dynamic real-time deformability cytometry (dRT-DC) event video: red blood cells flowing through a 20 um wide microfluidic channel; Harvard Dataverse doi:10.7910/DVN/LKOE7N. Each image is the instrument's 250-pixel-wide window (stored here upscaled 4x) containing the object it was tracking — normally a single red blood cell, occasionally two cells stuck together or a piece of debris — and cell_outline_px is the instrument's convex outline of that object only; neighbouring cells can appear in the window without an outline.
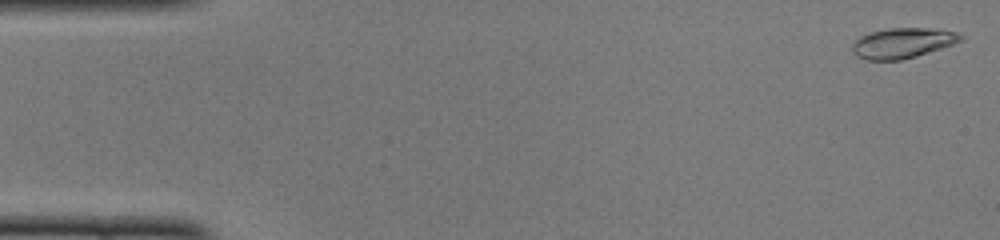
{"species": "common noctule bat (a hibernating species)", "species_latin": "Nyctalus noctula", "temperature_condition": "cold", "stored_images_in_passage": 50, "camera_frame_rate_fps": 3000, "um_per_image_px": 0.085, "animal": {"sex": "female", "body_mass_g": 22.0, "forearm_length_mm": 56.7}, "frame": {"image": 1, "passage_image": 1, "time_ms": 0.0, "image_size_px": [1000, 240], "cell_outline_px": [[964, 40], [916, 56], [900, 60], [864, 60], [856, 56], [852, 52], [852, 44], [860, 36], [872, 32], [888, 28], [928, 28], [956, 32], [964, 36]], "centroid_in_image_um": [76.69, 3.66], "position_along_channel_um": 8.3, "area_um2": 19.02}}
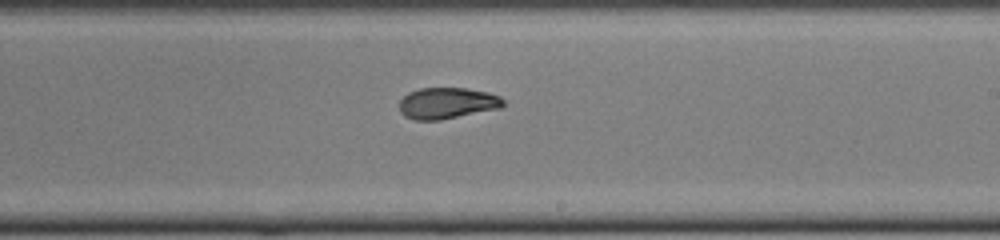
{"frame": {"image": 2, "passage_image": 29, "time_ms": 9.333, "image_size_px": [1000, 240], "cell_outline_px": [[504, 104], [500, 108], [440, 120], [412, 120], [404, 116], [400, 112], [400, 100], [408, 92], [420, 88], [468, 88], [488, 92], [500, 96], [504, 100]], "centroid_in_image_um": [38.0, 8.77], "position_along_channel_um": 251.0, "area_um2": 19.02}}
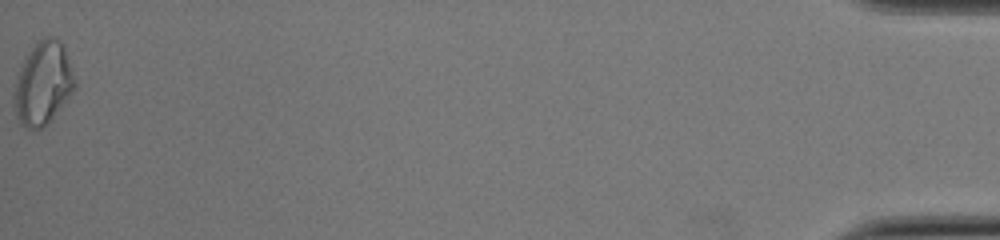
{"frame": {"image": 3, "passage_image": 50, "time_ms": 16.333, "image_size_px": [1000, 240], "cell_outline_px": [[76, 88], [48, 124], [40, 128], [28, 128], [20, 124], [16, 116], [12, 100], [12, 96], [16, 80], [24, 60], [28, 52], [44, 36], [52, 36], [60, 40], [64, 44], [76, 80]], "centroid_in_image_um": [3.67, 7.09], "position_along_channel_um": 431.5, "area_um2": 29.54}, "authors_computed_cell_mechanics": {"area_um2": 19.3052, "velocity_mm_per_s": 3.982, "shape_relaxation_time_tau1_ms": 8.5104, "shape_relaxation_time_tau2_ms": 2.2072, "deformation_change_tau1": 0.198, "deformation_change_tau2": 0.0672}}